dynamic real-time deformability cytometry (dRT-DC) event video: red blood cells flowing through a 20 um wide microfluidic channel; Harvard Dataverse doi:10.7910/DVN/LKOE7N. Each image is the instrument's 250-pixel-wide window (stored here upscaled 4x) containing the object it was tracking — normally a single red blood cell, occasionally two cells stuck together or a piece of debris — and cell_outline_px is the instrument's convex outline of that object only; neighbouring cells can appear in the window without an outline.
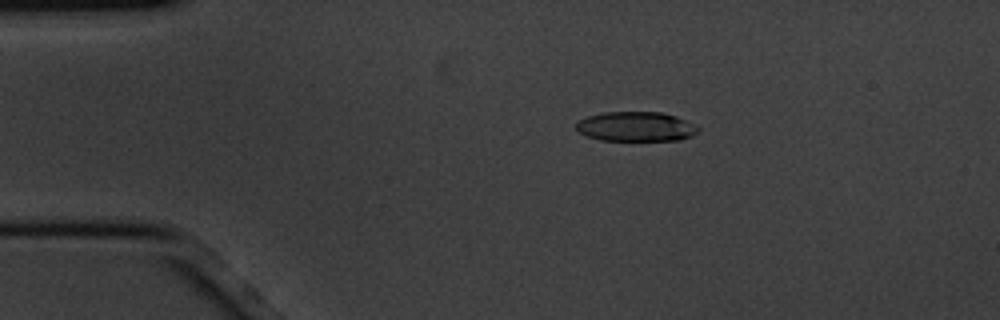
{"species": "common noctule bat (a hibernating species)", "species_latin": "Nyctalus noctula", "temperature_condition": "cold", "stored_images_in_passage": 5, "camera_frame_rate_fps": 3000, "um_per_image_px": 0.085, "animal": {"sex": "male", "body_mass_g": 20.1, "forearm_length_mm": 53.5}, "frame": {"image": 1, "passage_image": 3, "time_ms": 0.667, "image_size_px": [1000, 320], "cell_outline_px": [[700, 128], [692, 136], [680, 140], [600, 140], [588, 136], [580, 132], [576, 128], [576, 120], [588, 116], [604, 112], [660, 112], [676, 116], [696, 124]], "centroid_in_image_um": [54.06, 10.75], "position_along_channel_um": 30.9, "area_um2": 21.1}}